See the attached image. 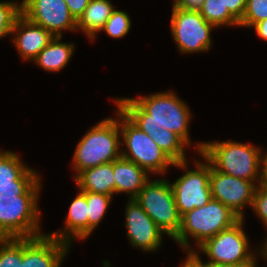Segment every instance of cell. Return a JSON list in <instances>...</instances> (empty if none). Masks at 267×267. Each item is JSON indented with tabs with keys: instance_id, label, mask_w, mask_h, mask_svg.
<instances>
[{
	"instance_id": "6da1fadb",
	"label": "cell",
	"mask_w": 267,
	"mask_h": 267,
	"mask_svg": "<svg viewBox=\"0 0 267 267\" xmlns=\"http://www.w3.org/2000/svg\"><path fill=\"white\" fill-rule=\"evenodd\" d=\"M117 108L140 130L158 133L166 128L179 136L188 146L191 113L174 92H158L145 97L118 98Z\"/></svg>"
},
{
	"instance_id": "7a4b0ae2",
	"label": "cell",
	"mask_w": 267,
	"mask_h": 267,
	"mask_svg": "<svg viewBox=\"0 0 267 267\" xmlns=\"http://www.w3.org/2000/svg\"><path fill=\"white\" fill-rule=\"evenodd\" d=\"M197 152L221 172L260 185L262 152L257 146L235 141L200 142Z\"/></svg>"
},
{
	"instance_id": "3957f363",
	"label": "cell",
	"mask_w": 267,
	"mask_h": 267,
	"mask_svg": "<svg viewBox=\"0 0 267 267\" xmlns=\"http://www.w3.org/2000/svg\"><path fill=\"white\" fill-rule=\"evenodd\" d=\"M117 120L103 119L92 127L78 142L73 155V168L78 175L85 169L113 162L121 157L119 109Z\"/></svg>"
},
{
	"instance_id": "277c9868",
	"label": "cell",
	"mask_w": 267,
	"mask_h": 267,
	"mask_svg": "<svg viewBox=\"0 0 267 267\" xmlns=\"http://www.w3.org/2000/svg\"><path fill=\"white\" fill-rule=\"evenodd\" d=\"M241 218L222 202L211 199L201 208H194L181 217V227L173 239L184 251L192 253L189 236L194 238L197 246L230 228ZM190 248V249H189Z\"/></svg>"
},
{
	"instance_id": "5b68a950",
	"label": "cell",
	"mask_w": 267,
	"mask_h": 267,
	"mask_svg": "<svg viewBox=\"0 0 267 267\" xmlns=\"http://www.w3.org/2000/svg\"><path fill=\"white\" fill-rule=\"evenodd\" d=\"M119 127L121 138L127 147V151H121V156L138 164L148 173L165 174L169 166L184 170L188 168L187 161L175 163L148 134L134 125L120 110Z\"/></svg>"
},
{
	"instance_id": "8992f818",
	"label": "cell",
	"mask_w": 267,
	"mask_h": 267,
	"mask_svg": "<svg viewBox=\"0 0 267 267\" xmlns=\"http://www.w3.org/2000/svg\"><path fill=\"white\" fill-rule=\"evenodd\" d=\"M244 219H240L230 228L207 239L199 251L208 256V262H202L197 251L192 254L204 265H256L257 253L249 249V239L243 230Z\"/></svg>"
},
{
	"instance_id": "52a82bcc",
	"label": "cell",
	"mask_w": 267,
	"mask_h": 267,
	"mask_svg": "<svg viewBox=\"0 0 267 267\" xmlns=\"http://www.w3.org/2000/svg\"><path fill=\"white\" fill-rule=\"evenodd\" d=\"M148 180L135 198L158 228L174 239L181 227L174 192L168 180Z\"/></svg>"
},
{
	"instance_id": "ba28073f",
	"label": "cell",
	"mask_w": 267,
	"mask_h": 267,
	"mask_svg": "<svg viewBox=\"0 0 267 267\" xmlns=\"http://www.w3.org/2000/svg\"><path fill=\"white\" fill-rule=\"evenodd\" d=\"M39 196H0V238H35L40 233Z\"/></svg>"
},
{
	"instance_id": "9c48e42d",
	"label": "cell",
	"mask_w": 267,
	"mask_h": 267,
	"mask_svg": "<svg viewBox=\"0 0 267 267\" xmlns=\"http://www.w3.org/2000/svg\"><path fill=\"white\" fill-rule=\"evenodd\" d=\"M213 28L199 11L172 7L171 32L180 52L208 51L212 46Z\"/></svg>"
},
{
	"instance_id": "30bf717a",
	"label": "cell",
	"mask_w": 267,
	"mask_h": 267,
	"mask_svg": "<svg viewBox=\"0 0 267 267\" xmlns=\"http://www.w3.org/2000/svg\"><path fill=\"white\" fill-rule=\"evenodd\" d=\"M195 161V170H185V174L171 184L175 202L180 216L182 217L194 208H201L211 199L209 183L210 163Z\"/></svg>"
},
{
	"instance_id": "8fae6325",
	"label": "cell",
	"mask_w": 267,
	"mask_h": 267,
	"mask_svg": "<svg viewBox=\"0 0 267 267\" xmlns=\"http://www.w3.org/2000/svg\"><path fill=\"white\" fill-rule=\"evenodd\" d=\"M40 176L11 151H0V196H39Z\"/></svg>"
},
{
	"instance_id": "7c38bea8",
	"label": "cell",
	"mask_w": 267,
	"mask_h": 267,
	"mask_svg": "<svg viewBox=\"0 0 267 267\" xmlns=\"http://www.w3.org/2000/svg\"><path fill=\"white\" fill-rule=\"evenodd\" d=\"M21 13L54 37H62L63 30H77V21L71 15L65 0H22Z\"/></svg>"
},
{
	"instance_id": "4fadbf2b",
	"label": "cell",
	"mask_w": 267,
	"mask_h": 267,
	"mask_svg": "<svg viewBox=\"0 0 267 267\" xmlns=\"http://www.w3.org/2000/svg\"><path fill=\"white\" fill-rule=\"evenodd\" d=\"M209 183L212 199L222 202L241 219L243 209L252 205L256 184L215 170L210 164Z\"/></svg>"
},
{
	"instance_id": "5bb4252c",
	"label": "cell",
	"mask_w": 267,
	"mask_h": 267,
	"mask_svg": "<svg viewBox=\"0 0 267 267\" xmlns=\"http://www.w3.org/2000/svg\"><path fill=\"white\" fill-rule=\"evenodd\" d=\"M125 227L133 247L154 252L161 247L163 232L146 214L136 199H129L125 211Z\"/></svg>"
},
{
	"instance_id": "9a60e30c",
	"label": "cell",
	"mask_w": 267,
	"mask_h": 267,
	"mask_svg": "<svg viewBox=\"0 0 267 267\" xmlns=\"http://www.w3.org/2000/svg\"><path fill=\"white\" fill-rule=\"evenodd\" d=\"M70 246L48 234L22 238L21 267H60Z\"/></svg>"
},
{
	"instance_id": "2e32d148",
	"label": "cell",
	"mask_w": 267,
	"mask_h": 267,
	"mask_svg": "<svg viewBox=\"0 0 267 267\" xmlns=\"http://www.w3.org/2000/svg\"><path fill=\"white\" fill-rule=\"evenodd\" d=\"M12 34L13 43L23 60H34L40 51L46 47L54 36L42 26L29 21L22 14L16 19Z\"/></svg>"
},
{
	"instance_id": "e0dca14e",
	"label": "cell",
	"mask_w": 267,
	"mask_h": 267,
	"mask_svg": "<svg viewBox=\"0 0 267 267\" xmlns=\"http://www.w3.org/2000/svg\"><path fill=\"white\" fill-rule=\"evenodd\" d=\"M148 172L138 164L123 158L113 161L115 194L126 192L129 199H135L145 183L150 179Z\"/></svg>"
},
{
	"instance_id": "ac0fdd59",
	"label": "cell",
	"mask_w": 267,
	"mask_h": 267,
	"mask_svg": "<svg viewBox=\"0 0 267 267\" xmlns=\"http://www.w3.org/2000/svg\"><path fill=\"white\" fill-rule=\"evenodd\" d=\"M65 221L66 225L61 232L57 231L48 235L67 242L70 245L71 242L75 240L74 238L80 240L88 238V205L86 201V191H79L75 199L71 202Z\"/></svg>"
},
{
	"instance_id": "d6986e66",
	"label": "cell",
	"mask_w": 267,
	"mask_h": 267,
	"mask_svg": "<svg viewBox=\"0 0 267 267\" xmlns=\"http://www.w3.org/2000/svg\"><path fill=\"white\" fill-rule=\"evenodd\" d=\"M77 188L87 191L113 196L115 194V180L113 178V162L100 164L83 170L75 176Z\"/></svg>"
},
{
	"instance_id": "ffe728a7",
	"label": "cell",
	"mask_w": 267,
	"mask_h": 267,
	"mask_svg": "<svg viewBox=\"0 0 267 267\" xmlns=\"http://www.w3.org/2000/svg\"><path fill=\"white\" fill-rule=\"evenodd\" d=\"M115 10L110 0H91L83 14L77 20V30L83 31L91 40H95L108 18Z\"/></svg>"
},
{
	"instance_id": "44dd1931",
	"label": "cell",
	"mask_w": 267,
	"mask_h": 267,
	"mask_svg": "<svg viewBox=\"0 0 267 267\" xmlns=\"http://www.w3.org/2000/svg\"><path fill=\"white\" fill-rule=\"evenodd\" d=\"M62 37H54L33 60L46 71L58 72L63 69L74 53L73 43H64Z\"/></svg>"
},
{
	"instance_id": "7402d4cb",
	"label": "cell",
	"mask_w": 267,
	"mask_h": 267,
	"mask_svg": "<svg viewBox=\"0 0 267 267\" xmlns=\"http://www.w3.org/2000/svg\"><path fill=\"white\" fill-rule=\"evenodd\" d=\"M148 135L175 163L187 161L184 150L188 145L175 133L164 128L158 133L150 132Z\"/></svg>"
},
{
	"instance_id": "603a6c76",
	"label": "cell",
	"mask_w": 267,
	"mask_h": 267,
	"mask_svg": "<svg viewBox=\"0 0 267 267\" xmlns=\"http://www.w3.org/2000/svg\"><path fill=\"white\" fill-rule=\"evenodd\" d=\"M199 12L215 28L239 26V21L228 11L223 0H205Z\"/></svg>"
},
{
	"instance_id": "cb8c5ba5",
	"label": "cell",
	"mask_w": 267,
	"mask_h": 267,
	"mask_svg": "<svg viewBox=\"0 0 267 267\" xmlns=\"http://www.w3.org/2000/svg\"><path fill=\"white\" fill-rule=\"evenodd\" d=\"M86 201L88 205L89 237L105 216L108 206H110L109 204L112 201V196L86 191Z\"/></svg>"
},
{
	"instance_id": "d4e9b609",
	"label": "cell",
	"mask_w": 267,
	"mask_h": 267,
	"mask_svg": "<svg viewBox=\"0 0 267 267\" xmlns=\"http://www.w3.org/2000/svg\"><path fill=\"white\" fill-rule=\"evenodd\" d=\"M22 238L0 239V267H21Z\"/></svg>"
},
{
	"instance_id": "484cf974",
	"label": "cell",
	"mask_w": 267,
	"mask_h": 267,
	"mask_svg": "<svg viewBox=\"0 0 267 267\" xmlns=\"http://www.w3.org/2000/svg\"><path fill=\"white\" fill-rule=\"evenodd\" d=\"M130 19L128 13L115 9L102 30L112 38H122L131 28L132 21Z\"/></svg>"
},
{
	"instance_id": "4316f807",
	"label": "cell",
	"mask_w": 267,
	"mask_h": 267,
	"mask_svg": "<svg viewBox=\"0 0 267 267\" xmlns=\"http://www.w3.org/2000/svg\"><path fill=\"white\" fill-rule=\"evenodd\" d=\"M21 14V4L12 1L0 2V39L12 34L15 21Z\"/></svg>"
},
{
	"instance_id": "83f0119b",
	"label": "cell",
	"mask_w": 267,
	"mask_h": 267,
	"mask_svg": "<svg viewBox=\"0 0 267 267\" xmlns=\"http://www.w3.org/2000/svg\"><path fill=\"white\" fill-rule=\"evenodd\" d=\"M267 18V0H247L239 26L252 27Z\"/></svg>"
},
{
	"instance_id": "f1b7e54d",
	"label": "cell",
	"mask_w": 267,
	"mask_h": 267,
	"mask_svg": "<svg viewBox=\"0 0 267 267\" xmlns=\"http://www.w3.org/2000/svg\"><path fill=\"white\" fill-rule=\"evenodd\" d=\"M251 208L260 220L267 227V188L261 185H257L254 191V197Z\"/></svg>"
},
{
	"instance_id": "f546056e",
	"label": "cell",
	"mask_w": 267,
	"mask_h": 267,
	"mask_svg": "<svg viewBox=\"0 0 267 267\" xmlns=\"http://www.w3.org/2000/svg\"><path fill=\"white\" fill-rule=\"evenodd\" d=\"M228 11L240 22L246 8L247 0H223Z\"/></svg>"
},
{
	"instance_id": "4dcf8cb0",
	"label": "cell",
	"mask_w": 267,
	"mask_h": 267,
	"mask_svg": "<svg viewBox=\"0 0 267 267\" xmlns=\"http://www.w3.org/2000/svg\"><path fill=\"white\" fill-rule=\"evenodd\" d=\"M91 0H65L71 15L77 21Z\"/></svg>"
},
{
	"instance_id": "1f68e13d",
	"label": "cell",
	"mask_w": 267,
	"mask_h": 267,
	"mask_svg": "<svg viewBox=\"0 0 267 267\" xmlns=\"http://www.w3.org/2000/svg\"><path fill=\"white\" fill-rule=\"evenodd\" d=\"M204 1L205 0H176L173 1L174 3L172 6L185 10L199 11Z\"/></svg>"
},
{
	"instance_id": "d6a6232c",
	"label": "cell",
	"mask_w": 267,
	"mask_h": 267,
	"mask_svg": "<svg viewBox=\"0 0 267 267\" xmlns=\"http://www.w3.org/2000/svg\"><path fill=\"white\" fill-rule=\"evenodd\" d=\"M255 28L257 35L267 41V18L252 26Z\"/></svg>"
},
{
	"instance_id": "836d02e7",
	"label": "cell",
	"mask_w": 267,
	"mask_h": 267,
	"mask_svg": "<svg viewBox=\"0 0 267 267\" xmlns=\"http://www.w3.org/2000/svg\"><path fill=\"white\" fill-rule=\"evenodd\" d=\"M186 258L181 267H208V265L201 263L192 253H187Z\"/></svg>"
},
{
	"instance_id": "e575fe53",
	"label": "cell",
	"mask_w": 267,
	"mask_h": 267,
	"mask_svg": "<svg viewBox=\"0 0 267 267\" xmlns=\"http://www.w3.org/2000/svg\"><path fill=\"white\" fill-rule=\"evenodd\" d=\"M262 163L260 185L267 188V152H265L264 156L262 154Z\"/></svg>"
},
{
	"instance_id": "d590c367",
	"label": "cell",
	"mask_w": 267,
	"mask_h": 267,
	"mask_svg": "<svg viewBox=\"0 0 267 267\" xmlns=\"http://www.w3.org/2000/svg\"><path fill=\"white\" fill-rule=\"evenodd\" d=\"M263 246L260 247V254L263 256L264 259L267 261V239L266 241L262 244Z\"/></svg>"
},
{
	"instance_id": "8d00e7d4",
	"label": "cell",
	"mask_w": 267,
	"mask_h": 267,
	"mask_svg": "<svg viewBox=\"0 0 267 267\" xmlns=\"http://www.w3.org/2000/svg\"><path fill=\"white\" fill-rule=\"evenodd\" d=\"M208 267H257L256 265H208Z\"/></svg>"
}]
</instances>
